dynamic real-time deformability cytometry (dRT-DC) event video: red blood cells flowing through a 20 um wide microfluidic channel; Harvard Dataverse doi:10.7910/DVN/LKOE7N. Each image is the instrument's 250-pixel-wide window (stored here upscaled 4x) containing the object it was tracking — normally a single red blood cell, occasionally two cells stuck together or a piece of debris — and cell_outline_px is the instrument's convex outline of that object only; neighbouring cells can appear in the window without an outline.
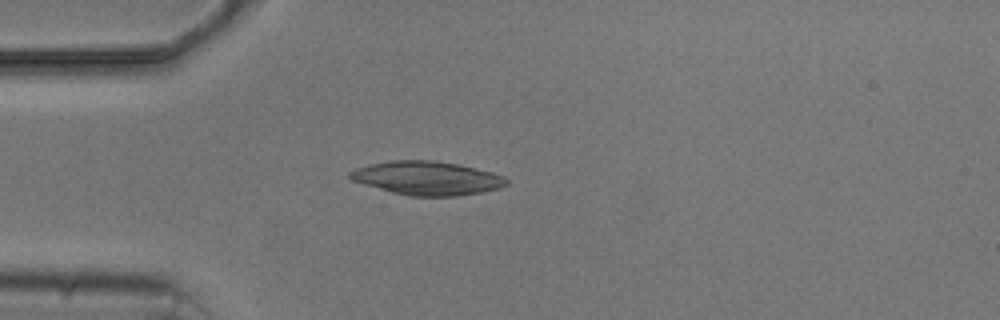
{"species": "common noctule bat (a hibernating species)", "species_latin": "Nyctalus noctula", "temperature_condition": "cold", "stored_images_in_passage": 5, "camera_frame_rate_fps": 3000, "um_per_image_px": 0.085, "animal": {"sex": "male", "body_mass_g": 20.5, "forearm_length_mm": 52.5}, "frame": {"image": 1, "passage_image": 4, "time_ms": 4.0, "image_size_px": [1000, 320], "cell_outline_px": [[508, 184], [500, 188], [480, 192], [456, 196], [408, 196], [392, 192], [364, 184], [352, 180], [348, 176], [348, 172], [356, 168], [372, 164], [392, 160], [436, 160], [456, 164], [492, 172], [504, 176], [508, 180]], "centroid_in_image_um": [36.3, 15.14], "position_along_channel_um": 48.7, "area_um2": 30.58}}